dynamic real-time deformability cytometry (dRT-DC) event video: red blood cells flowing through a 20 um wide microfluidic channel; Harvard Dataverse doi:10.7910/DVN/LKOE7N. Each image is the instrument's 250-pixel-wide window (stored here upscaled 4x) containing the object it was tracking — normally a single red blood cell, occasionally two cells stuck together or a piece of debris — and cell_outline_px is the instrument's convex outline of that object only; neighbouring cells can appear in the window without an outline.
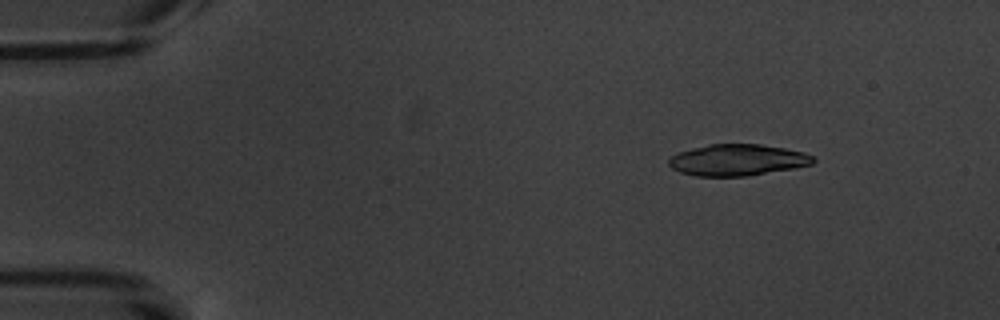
{"species": "common noctule bat (a hibernating species)", "species_latin": "Nyctalus noctula", "temperature_condition": "warm", "stored_images_in_passage": 6, "camera_frame_rate_fps": 3000, "um_per_image_px": 0.085, "animal": {"sex": "male", "body_mass_g": 20.1, "forearm_length_mm": 53.5}, "frame": {"image": 1, "passage_image": 3, "time_ms": 2.333, "image_size_px": [1000, 320], "cell_outline_px": [[816, 160], [812, 164], [796, 168], [748, 176], [696, 176], [680, 172], [672, 168], [668, 164], [668, 160], [672, 156], [680, 152], [692, 148], [708, 144], [760, 144], [784, 148], [804, 152], [812, 156]], "centroid_in_image_um": [62.7, 13.6], "position_along_channel_um": 22.3, "area_um2": 26.47}}
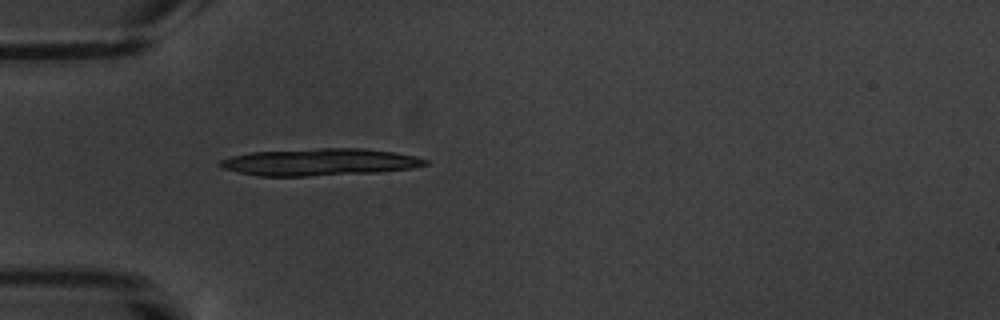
{"frame": {"image": 2, "passage_image": 6, "time_ms": 5.667, "image_size_px": [1000, 320], "cell_outline_px": [[428, 164], [412, 168], [380, 172], [308, 176], [260, 176], [240, 172], [224, 168], [216, 164], [220, 160], [232, 156], [252, 152], [320, 148], [364, 148], [392, 152], [412, 156], [428, 160]], "centroid_in_image_um": [27.17, 13.78], "position_along_channel_um": 57.8, "area_um2": 32.19}}